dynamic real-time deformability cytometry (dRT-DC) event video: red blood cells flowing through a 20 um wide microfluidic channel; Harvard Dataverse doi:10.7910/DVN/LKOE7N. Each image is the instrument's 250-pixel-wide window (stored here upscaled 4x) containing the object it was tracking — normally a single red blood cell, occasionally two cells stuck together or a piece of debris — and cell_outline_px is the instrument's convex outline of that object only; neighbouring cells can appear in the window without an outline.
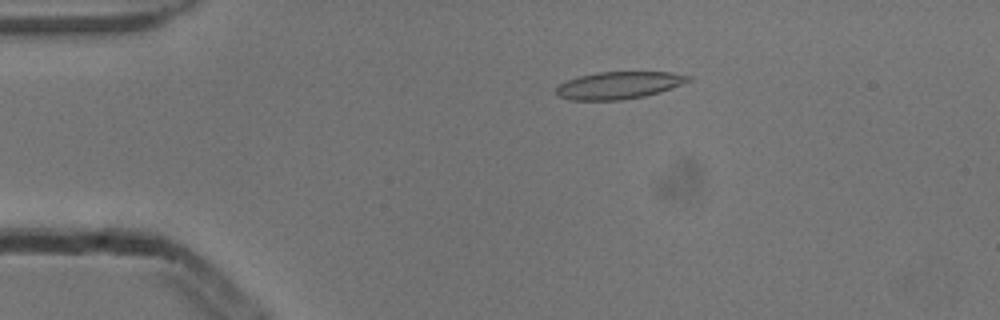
{"species": "common noctule bat (a hibernating species)", "species_latin": "Nyctalus noctula", "temperature_condition": "cold", "stored_images_in_passage": 3, "camera_frame_rate_fps": 3000, "um_per_image_px": 0.085, "animal": {"sex": "male", "body_mass_g": 13.3}, "frame": {"image": 1, "passage_image": 2, "time_ms": 0.333, "image_size_px": [1000, 320], "cell_outline_px": [[692, 80], [672, 88], [660, 92], [644, 96], [624, 100], [568, 100], [556, 96], [556, 88], [560, 84], [568, 80], [580, 76], [596, 72], [672, 72], [692, 76]], "centroid_in_image_um": [52.61, 7.25], "position_along_channel_um": 32.4, "area_um2": 21.15}}